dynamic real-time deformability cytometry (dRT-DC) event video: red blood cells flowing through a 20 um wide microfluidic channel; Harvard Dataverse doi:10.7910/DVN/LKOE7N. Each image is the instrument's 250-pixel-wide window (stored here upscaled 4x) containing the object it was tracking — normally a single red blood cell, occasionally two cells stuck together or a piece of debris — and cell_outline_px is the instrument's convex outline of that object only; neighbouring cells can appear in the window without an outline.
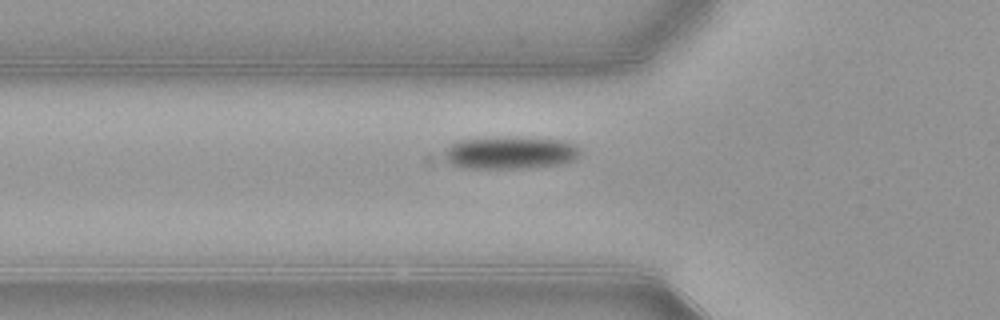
{"species": "common noctule bat (a hibernating species)", "species_latin": "Nyctalus noctula", "temperature_condition": "warm", "stored_images_in_passage": 33, "camera_frame_rate_fps": 3000, "um_per_image_px": 0.085, "animal": {"sex": "female", "body_mass_g": 21.9}, "frame": {"image": 1, "passage_image": 2, "time_ms": 0.333, "image_size_px": [1000, 320], "cell_outline_px": [[584, 152], [576, 160], [560, 164], [524, 168], [464, 168], [452, 164], [444, 156], [444, 152], [452, 144], [460, 140], [564, 140], [576, 144]], "centroid_in_image_um": [43.47, 13.04], "position_along_channel_um": 82.3, "area_um2": 24.57}}
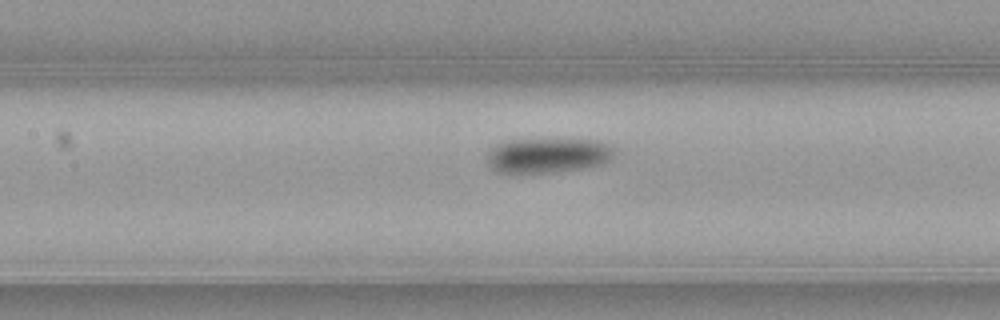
{"frame": {"image": 2, "passage_image": 8, "time_ms": 2.333, "image_size_px": [1000, 320], "cell_outline_px": [[612, 160], [604, 164], [588, 168], [556, 172], [496, 172], [488, 164], [488, 156], [492, 148], [496, 144], [504, 140], [596, 140], [612, 144]], "centroid_in_image_um": [46.61, 13.21], "position_along_channel_um": 160.8, "area_um2": 25.84}}
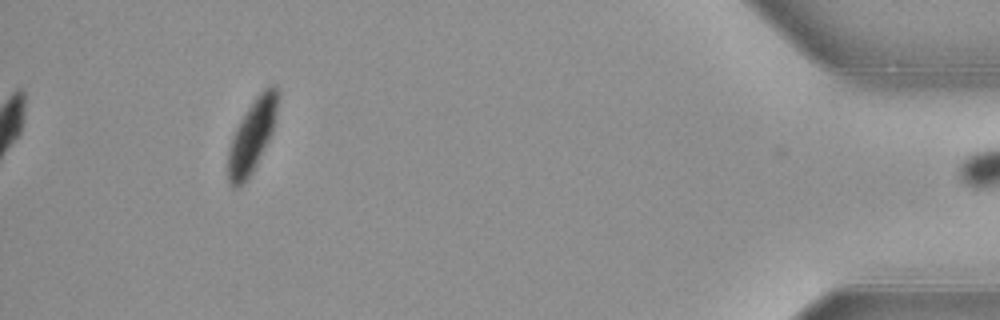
{"frame": {"image": 3, "passage_image": 33, "time_ms": 10.667, "image_size_px": [1000, 320], "cell_outline_px": [[280, 92], [272, 132], [252, 172], [236, 188], [232, 188], [228, 184], [228, 148], [236, 128], [240, 120], [256, 96], [268, 84], [276, 84], [280, 88]], "centroid_in_image_um": [21.44, 11.47], "position_along_channel_um": 413.8, "area_um2": 20.87}, "authors_computed_cell_mechanics": {"area_um2": 25.4898, "velocity_mm_per_s": 3.8681, "shape_relaxation_time_tau1_ms": 6.4618, "shape_relaxation_time_tau2_ms": null, "deformation_change_tau1": 0.2131, "deformation_change_tau2": null}}